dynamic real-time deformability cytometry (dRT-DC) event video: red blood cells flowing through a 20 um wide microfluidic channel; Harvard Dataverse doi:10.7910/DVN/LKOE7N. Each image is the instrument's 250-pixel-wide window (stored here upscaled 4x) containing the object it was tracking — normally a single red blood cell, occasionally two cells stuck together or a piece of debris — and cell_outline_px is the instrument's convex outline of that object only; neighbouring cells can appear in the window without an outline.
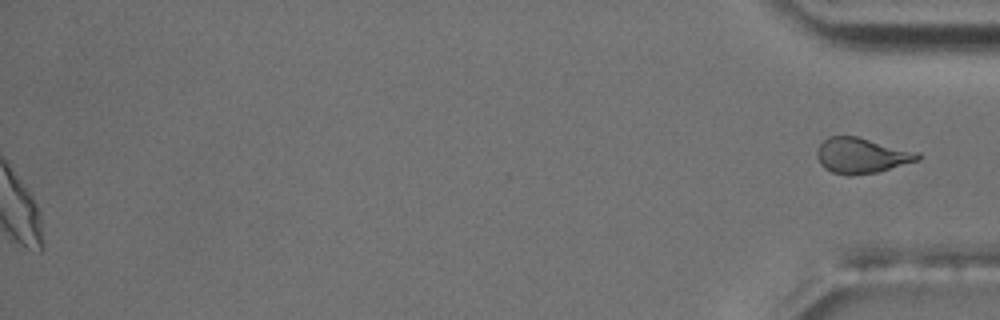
{"species": "common noctule bat (a hibernating species)", "species_latin": "Nyctalus noctula", "temperature_condition": "room temperature", "stored_images_in_passage": 58, "camera_frame_rate_fps": 3000, "um_per_image_px": 0.085, "animal": {"sex": "male", "body_mass_g": 17.5, "forearm_length_mm": 52.3}, "frame": {"image": 1, "passage_image": 58, "time_ms": 19.0, "image_size_px": [1000, 320], "cell_outline_px": [[920, 160], [876, 172], [848, 176], [832, 172], [824, 168], [820, 164], [816, 156], [816, 152], [820, 144], [828, 136], [856, 136], [920, 152]], "centroid_in_image_um": [73.22, 13.22], "position_along_channel_um": 362.0, "area_um2": 20.87}}